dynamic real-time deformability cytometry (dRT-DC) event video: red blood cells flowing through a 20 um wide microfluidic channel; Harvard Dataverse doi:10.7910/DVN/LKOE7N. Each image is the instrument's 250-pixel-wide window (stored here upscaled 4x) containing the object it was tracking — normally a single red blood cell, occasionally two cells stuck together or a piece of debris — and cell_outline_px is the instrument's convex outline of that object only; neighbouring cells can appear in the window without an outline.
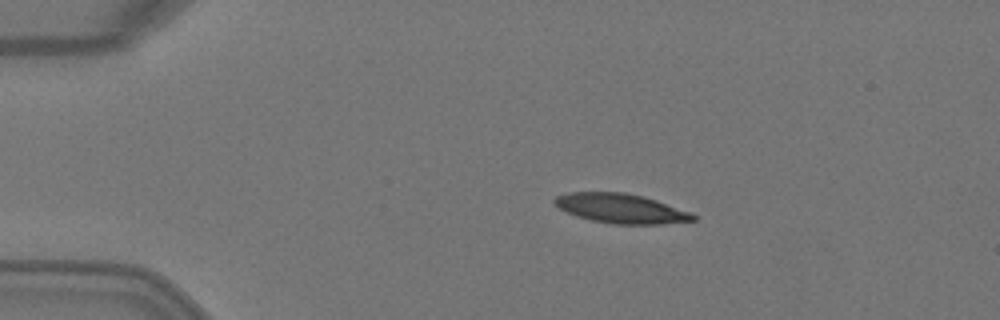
{"species": "Egyptian fruit bat (a non-hibernating species)", "species_latin": "Rousettus aegyptiacus", "temperature_condition": "warm", "stored_images_in_passage": 3, "camera_frame_rate_fps": 3000, "um_per_image_px": 0.085, "animal": {"sex": "female"}, "frame": {"image": 1, "passage_image": 2, "time_ms": 0.333, "image_size_px": [1000, 320], "cell_outline_px": [[696, 220], [660, 224], [612, 224], [592, 220], [576, 216], [560, 208], [552, 200], [556, 196], [572, 192], [624, 192], [644, 196], [692, 212], [696, 216]], "centroid_in_image_um": [52.81, 17.72], "position_along_channel_um": 32.2, "area_um2": 23.76}}